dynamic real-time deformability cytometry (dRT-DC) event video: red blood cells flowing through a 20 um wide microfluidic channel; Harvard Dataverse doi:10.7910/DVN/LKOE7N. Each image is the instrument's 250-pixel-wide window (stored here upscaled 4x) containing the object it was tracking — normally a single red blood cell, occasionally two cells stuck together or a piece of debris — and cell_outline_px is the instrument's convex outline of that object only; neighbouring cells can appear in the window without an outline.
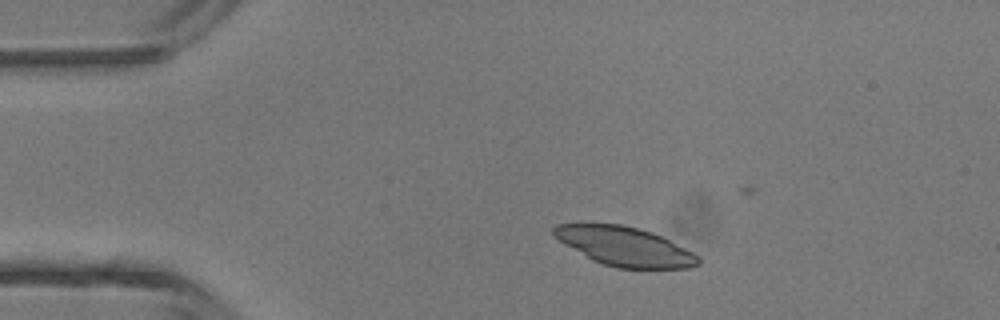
{"species": "common noctule bat (a hibernating species)", "species_latin": "Nyctalus noctula", "temperature_condition": "room temperature", "stored_images_in_passage": 4, "camera_frame_rate_fps": 3000, "um_per_image_px": 0.085, "animal": {"sex": "male", "body_mass_g": 13.3}, "frame": {"image": 1, "passage_image": 2, "time_ms": 1.0, "image_size_px": [1000, 320], "cell_outline_px": [[700, 264], [692, 268], [616, 268], [592, 260], [564, 244], [552, 236], [552, 228], [556, 224], [620, 224], [652, 232], [700, 256]], "centroid_in_image_um": [53.08, 20.95], "position_along_channel_um": 31.9, "area_um2": 32.66}}